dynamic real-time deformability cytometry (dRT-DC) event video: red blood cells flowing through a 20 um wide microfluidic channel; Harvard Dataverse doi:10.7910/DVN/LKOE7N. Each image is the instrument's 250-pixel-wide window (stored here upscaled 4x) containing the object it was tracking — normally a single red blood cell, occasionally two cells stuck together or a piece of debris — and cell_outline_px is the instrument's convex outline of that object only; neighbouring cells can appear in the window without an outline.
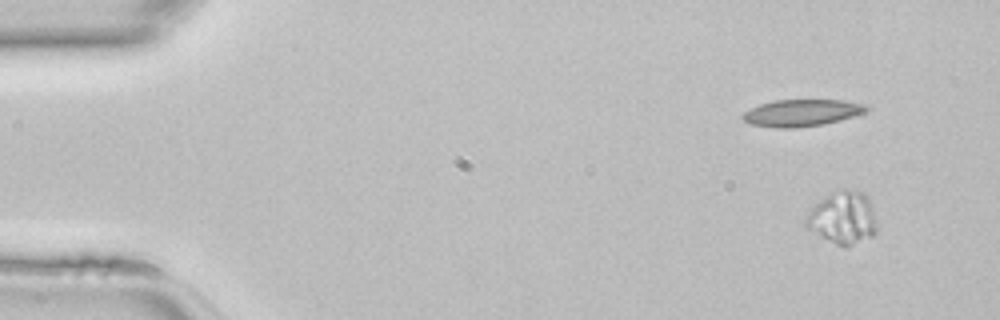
{"species": "common noctule bat (a hibernating species)", "species_latin": "Nyctalus noctula", "temperature_condition": "room temperature", "stored_images_in_passage": 45, "camera_frame_rate_fps": 3000, "um_per_image_px": 0.085, "animal": {"sex": "female", "body_mass_g": 22.7, "forearm_length_mm": 54.2}, "frame": {"image": 1, "passage_image": 1, "time_ms": 0.0, "image_size_px": [1000, 320], "cell_outline_px": [[876, 232], [872, 236], [844, 248], [820, 236], [808, 228], [804, 224], [804, 220], [808, 212], [824, 196], [840, 188], [844, 188], [864, 192], [868, 196], [872, 204], [876, 228]], "centroid_in_image_um": [71.64, 18.48], "position_along_channel_um": 13.4, "area_um2": 21.79}}
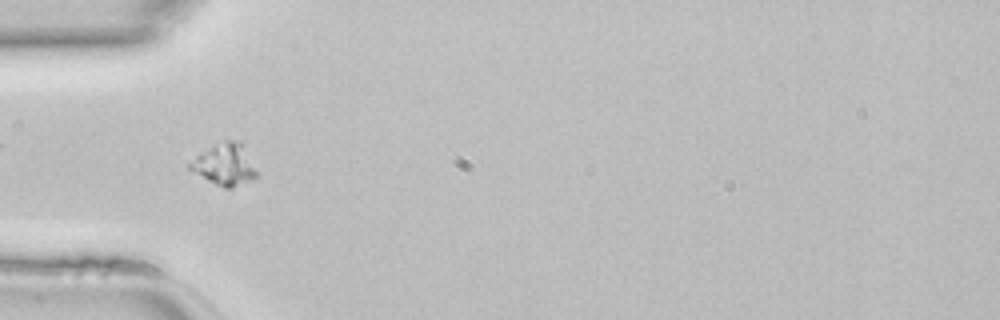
{"frame": {"image": 2, "passage_image": 13, "time_ms": 4.0, "image_size_px": [1000, 320], "cell_outline_px": [[256, 180], [232, 188], [224, 188], [208, 180], [188, 168], [188, 164], [196, 156], [212, 144], [228, 140], [236, 140], [240, 144], [256, 172]], "centroid_in_image_um": [19.07, 14.01], "position_along_channel_um": 65.9, "area_um2": 15.72}}
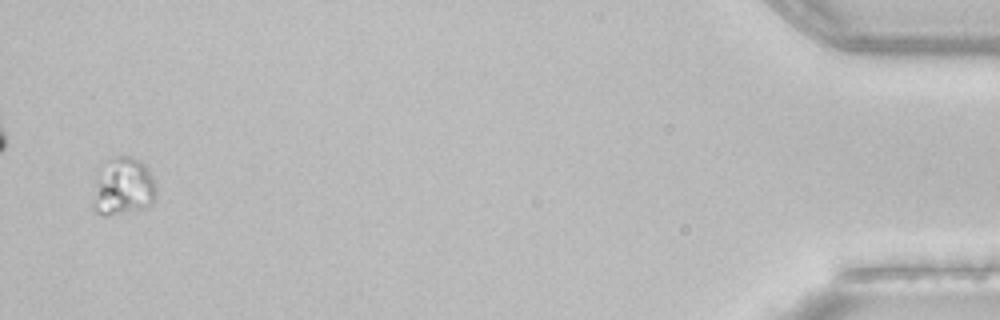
{"frame": {"image": 3, "passage_image": 44, "time_ms": 14.333, "image_size_px": [1000, 320], "cell_outline_px": [[156, 200], [148, 208], [136, 212], [108, 216], [100, 216], [92, 208], [92, 204], [96, 180], [100, 164], [112, 156], [128, 156], [140, 160], [148, 168], [156, 180]], "centroid_in_image_um": [10.49, 15.89], "position_along_channel_um": 424.7, "area_um2": 22.37}}